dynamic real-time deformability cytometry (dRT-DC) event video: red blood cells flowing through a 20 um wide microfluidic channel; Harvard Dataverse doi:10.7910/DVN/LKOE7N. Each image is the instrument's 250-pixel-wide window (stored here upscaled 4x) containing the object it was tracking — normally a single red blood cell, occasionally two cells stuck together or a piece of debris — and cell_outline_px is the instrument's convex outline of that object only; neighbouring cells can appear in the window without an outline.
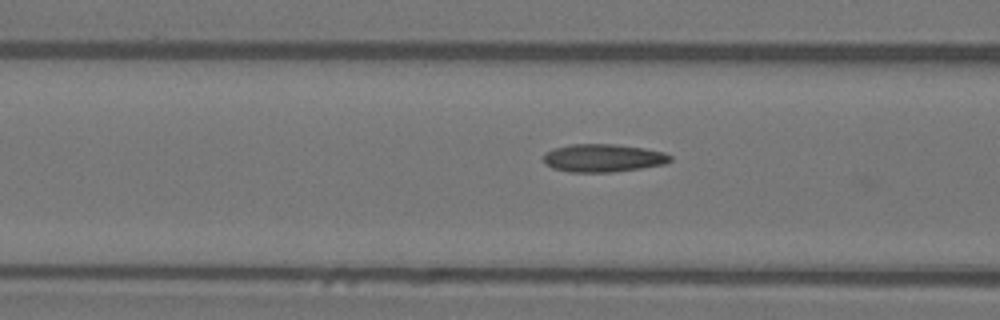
{"species": "Egyptian fruit bat (a non-hibernating species)", "species_latin": "Rousettus aegyptiacus", "temperature_condition": "warm", "stored_images_in_passage": 20, "camera_frame_rate_fps": 3000, "um_per_image_px": 0.085, "animal": {"sex": "female"}, "frame": {"image": 1, "passage_image": 18, "time_ms": 5.667, "image_size_px": [1000, 320], "cell_outline_px": [[672, 160], [664, 164], [640, 168], [612, 172], [568, 172], [552, 168], [544, 164], [544, 152], [552, 148], [568, 144], [616, 144], [644, 148], [664, 152], [672, 156]], "centroid_in_image_um": [51.22, 13.42], "position_along_channel_um": 115.4, "area_um2": 20.87}}